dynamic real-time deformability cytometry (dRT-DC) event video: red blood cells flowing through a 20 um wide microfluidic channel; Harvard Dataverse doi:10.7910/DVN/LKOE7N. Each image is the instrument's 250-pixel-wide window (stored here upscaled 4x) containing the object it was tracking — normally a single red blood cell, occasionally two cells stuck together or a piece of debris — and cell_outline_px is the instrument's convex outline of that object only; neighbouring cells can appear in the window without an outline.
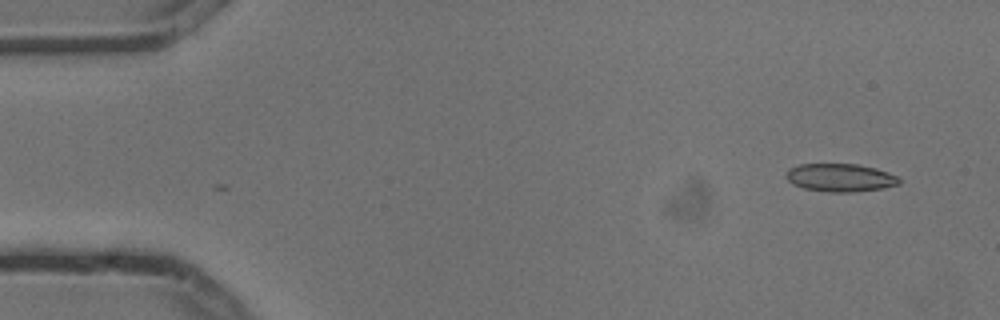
{"species": "common noctule bat (a hibernating species)", "species_latin": "Nyctalus noctula", "temperature_condition": "cold", "stored_images_in_passage": 5, "camera_frame_rate_fps": 3000, "um_per_image_px": 0.085, "animal": {"sex": "male", "body_mass_g": 13.3}, "frame": {"image": 1, "passage_image": 2, "time_ms": 0.333, "image_size_px": [1000, 320], "cell_outline_px": [[900, 184], [884, 188], [852, 192], [828, 192], [804, 188], [792, 184], [784, 176], [788, 168], [800, 164], [856, 164], [876, 168], [888, 172], [896, 176], [900, 180]], "centroid_in_image_um": [71.4, 15.1], "position_along_channel_um": 13.6, "area_um2": 18.55}}